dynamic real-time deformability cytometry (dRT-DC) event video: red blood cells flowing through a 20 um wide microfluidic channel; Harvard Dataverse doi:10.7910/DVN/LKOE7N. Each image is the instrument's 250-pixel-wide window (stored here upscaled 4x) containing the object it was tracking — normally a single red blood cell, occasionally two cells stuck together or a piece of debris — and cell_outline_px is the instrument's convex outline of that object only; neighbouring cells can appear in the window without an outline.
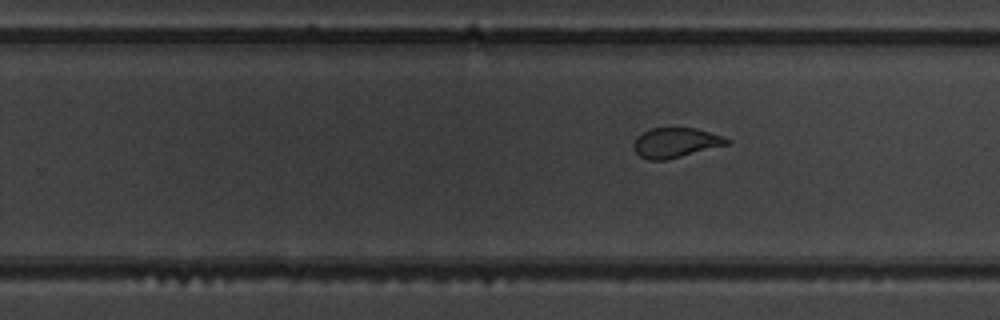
{"species": "common noctule bat (a hibernating species)", "species_latin": "Nyctalus noctula", "temperature_condition": "warm", "stored_images_in_passage": 7, "segment_of_instrument_passage": [2, 2], "camera_frame_rate_fps": 3000, "um_per_image_px": 0.085, "animal": {"sex": "male", "body_mass_g": 19.5, "forearm_length_mm": 54.6}, "frame": {"image": 1, "passage_image": 7, "time_ms": 7.667, "image_size_px": [1000, 320], "cell_outline_px": [[732, 144], [668, 160], [648, 160], [640, 156], [632, 148], [632, 144], [636, 136], [652, 128], [696, 128], [724, 136], [732, 140]], "centroid_in_image_um": [57.47, 12.14], "position_along_channel_um": 272.3, "area_um2": 16.65}}